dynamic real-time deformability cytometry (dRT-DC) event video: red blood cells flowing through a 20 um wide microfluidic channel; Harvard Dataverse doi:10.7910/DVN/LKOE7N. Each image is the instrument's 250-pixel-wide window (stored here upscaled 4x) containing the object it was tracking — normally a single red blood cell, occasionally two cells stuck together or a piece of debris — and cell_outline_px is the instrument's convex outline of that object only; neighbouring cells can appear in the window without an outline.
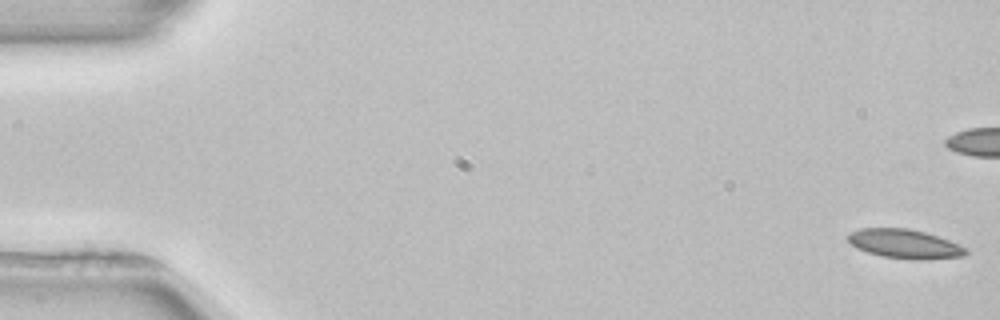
{"species": "common noctule bat (a hibernating species)", "species_latin": "Nyctalus noctula", "temperature_condition": "room temperature", "stored_images_in_passage": 53, "camera_frame_rate_fps": 3000, "um_per_image_px": 0.085, "animal": {"sex": "female", "body_mass_g": 22.7, "forearm_length_mm": 54.2}, "frame": {"image": 1, "passage_image": 1, "time_ms": 0.0, "image_size_px": [1000, 320], "cell_outline_px": [[968, 252], [964, 256], [924, 260], [912, 260], [880, 256], [868, 252], [852, 244], [848, 240], [848, 232], [860, 228], [908, 228], [924, 232], [948, 240], [968, 248]], "centroid_in_image_um": [76.91, 20.74], "position_along_channel_um": 8.1, "area_um2": 20.0}}
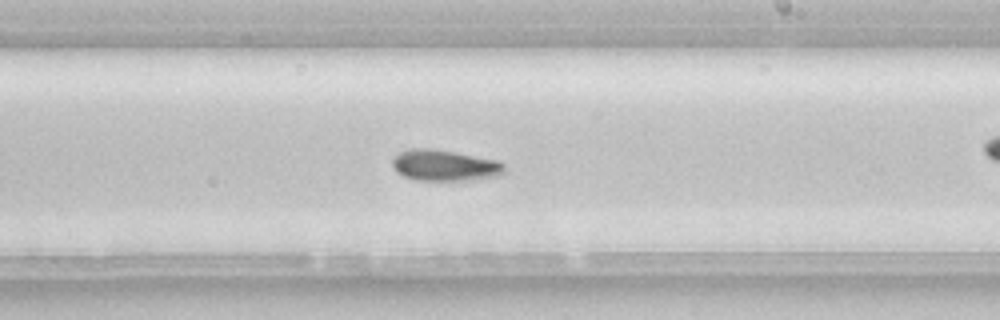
{"frame": {"image": 2, "passage_image": 31, "time_ms": 10.0, "image_size_px": [1000, 320], "cell_outline_px": [[504, 172], [496, 176], [464, 180], [416, 180], [404, 176], [396, 172], [392, 164], [392, 160], [400, 152], [412, 148], [432, 148], [500, 160], [504, 164]], "centroid_in_image_um": [37.79, 14.05], "position_along_channel_um": 251.2, "area_um2": 20.23}, "authors_computed_cell_mechanics": {"area_um2": 20.4034, "velocity_mm_per_s": 3.9259, "shape_relaxation_time_tau1_ms": 6.9577, "shape_relaxation_time_tau2_ms": null, "deformation_change_tau1": 0.1183, "deformation_change_tau2": null}}